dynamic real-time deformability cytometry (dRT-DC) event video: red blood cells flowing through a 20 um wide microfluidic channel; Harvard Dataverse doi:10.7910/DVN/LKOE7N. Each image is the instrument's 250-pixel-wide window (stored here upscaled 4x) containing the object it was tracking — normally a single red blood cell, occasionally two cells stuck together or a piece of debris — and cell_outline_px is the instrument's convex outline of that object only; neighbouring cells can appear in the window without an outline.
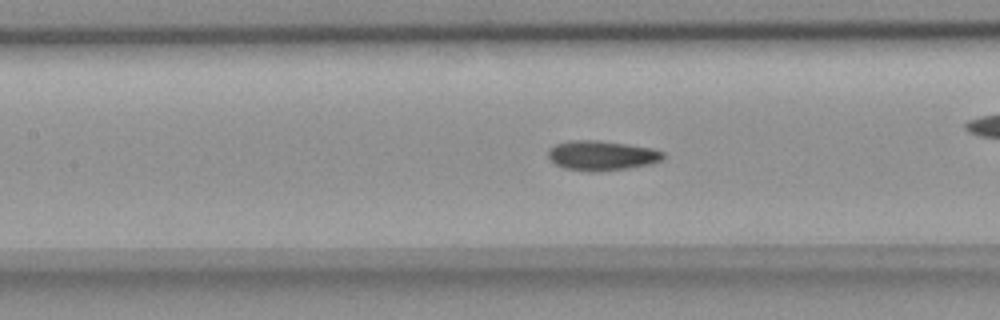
{"species": "common noctule bat (a hibernating species)", "species_latin": "Nyctalus noctula", "temperature_condition": "room temperature", "stored_images_in_passage": 44, "camera_frame_rate_fps": 3000, "um_per_image_px": 0.085, "animal": {"sex": "female", "body_mass_g": 18.4}, "frame": {"image": 1, "passage_image": 13, "time_ms": 4.0, "image_size_px": [1000, 320], "cell_outline_px": [[664, 156], [660, 160], [648, 164], [628, 168], [592, 172], [564, 168], [548, 160], [548, 152], [556, 144], [572, 140], [596, 140], [628, 144], [652, 148], [664, 152]], "centroid_in_image_um": [51.12, 13.22], "position_along_channel_um": 156.3, "area_um2": 19.77}, "authors_computed_cell_mechanics": {"area_um2": 19.3341, "velocity_mm_per_s": 3.6825, "shape_relaxation_time_tau1_ms": 9.6136, "shape_relaxation_time_tau2_ms": 1.6556, "deformation_change_tau1": 0.2067, "deformation_change_tau2": 0.073}}